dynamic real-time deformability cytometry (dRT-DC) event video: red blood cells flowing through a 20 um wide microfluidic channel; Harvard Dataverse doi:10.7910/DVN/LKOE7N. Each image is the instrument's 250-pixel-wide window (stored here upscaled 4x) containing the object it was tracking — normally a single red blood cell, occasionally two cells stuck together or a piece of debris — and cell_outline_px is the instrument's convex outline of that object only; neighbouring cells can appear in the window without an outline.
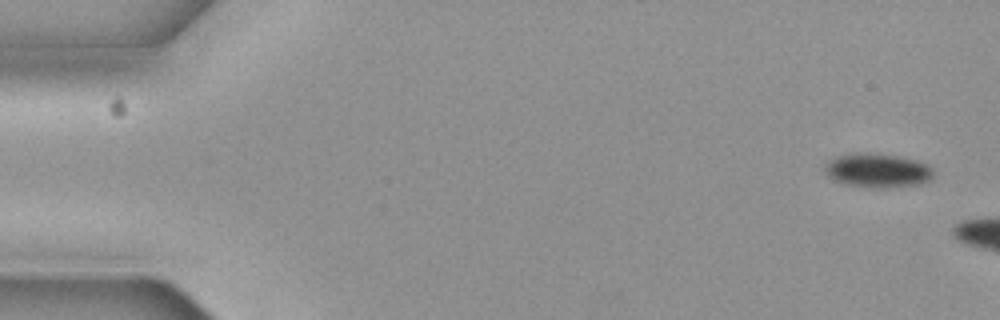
{"species": "common noctule bat (a hibernating species)", "species_latin": "Nyctalus noctula", "temperature_condition": "cold", "stored_images_in_passage": 2, "camera_frame_rate_fps": 3000, "um_per_image_px": 0.085, "animal": {"sex": "female", "body_mass_g": 19.3, "forearm_length_mm": 54.1}, "frame": {"image": 1, "passage_image": 1, "time_ms": 0.0, "image_size_px": [1000, 320], "cell_outline_px": [[932, 176], [928, 180], [920, 184], [880, 188], [848, 184], [836, 180], [828, 176], [824, 168], [824, 164], [828, 160], [836, 156], [852, 152], [880, 152], [900, 156], [916, 160], [928, 164], [932, 168]], "centroid_in_image_um": [74.57, 14.44], "position_along_channel_um": 10.4, "area_um2": 21.73}}